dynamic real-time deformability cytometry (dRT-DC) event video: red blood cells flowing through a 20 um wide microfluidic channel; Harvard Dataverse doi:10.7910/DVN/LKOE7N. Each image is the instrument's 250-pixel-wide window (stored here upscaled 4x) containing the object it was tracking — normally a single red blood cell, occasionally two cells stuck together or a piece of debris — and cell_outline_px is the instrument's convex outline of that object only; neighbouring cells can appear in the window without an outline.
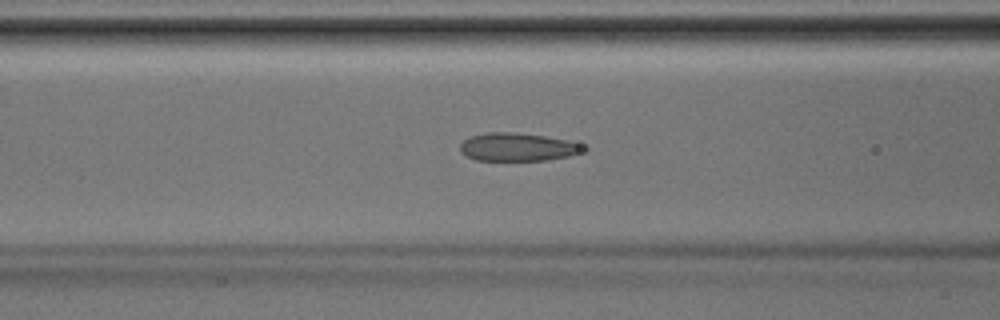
{"species": "Egyptian fruit bat (a non-hibernating species)", "species_latin": "Rousettus aegyptiacus", "temperature_condition": "room temperature", "stored_images_in_passage": 40, "camera_frame_rate_fps": 3000, "um_per_image_px": 0.085, "animal": {"sex": "male"}, "frame": {"image": 1, "passage_image": 16, "time_ms": 5.0, "image_size_px": [1000, 320], "cell_outline_px": [[584, 148], [576, 152], [564, 156], [540, 160], [480, 160], [468, 156], [460, 148], [468, 140], [476, 136], [540, 136], [560, 140], [576, 144]], "centroid_in_image_um": [43.99, 12.58], "position_along_channel_um": 122.6, "area_um2": 17.28}}
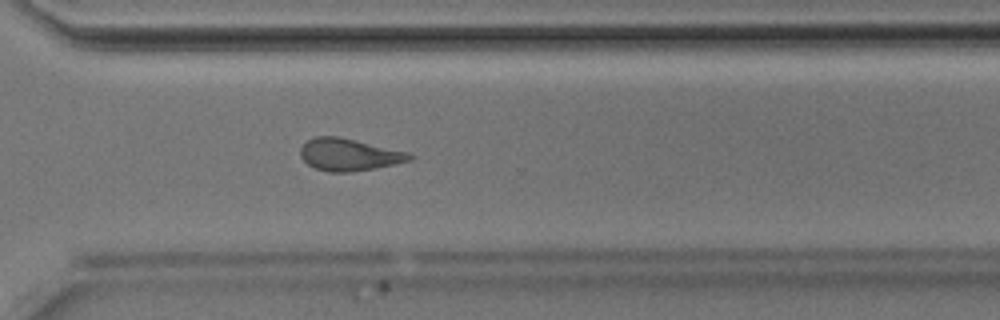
{"frame": {"image": 2, "passage_image": 29, "time_ms": 9.333, "image_size_px": [1000, 320], "cell_outline_px": [[412, 156], [404, 160], [388, 164], [368, 168], [316, 168], [308, 164], [304, 160], [300, 152], [304, 144], [308, 140], [320, 136], [332, 136], [352, 140], [400, 152]], "centroid_in_image_um": [29.49, 13.08], "position_along_channel_um": 341.1, "area_um2": 17.69}}
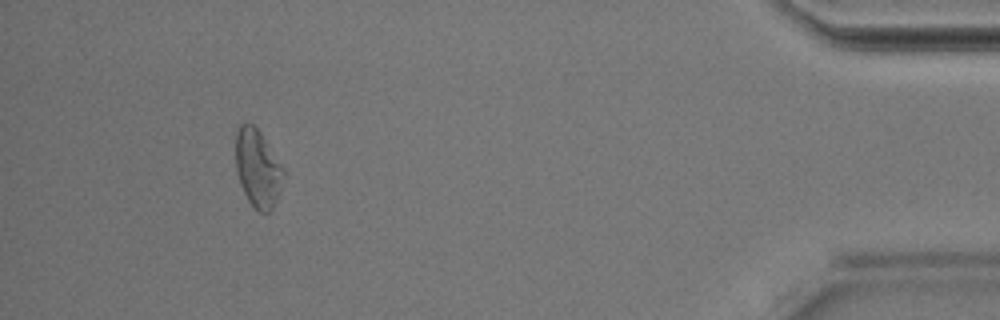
{"frame": {"image": 3, "passage_image": 37, "time_ms": 12.0, "image_size_px": [1000, 320], "cell_outline_px": [[272, 164], [256, 208], [252, 204], [240, 180], [236, 160], [236, 140], [240, 128], [244, 124], [252, 124], [256, 128], [260, 136]], "centroid_in_image_um": [21.43, 13.77], "position_along_channel_um": 413.8, "area_um2": 13.87}}